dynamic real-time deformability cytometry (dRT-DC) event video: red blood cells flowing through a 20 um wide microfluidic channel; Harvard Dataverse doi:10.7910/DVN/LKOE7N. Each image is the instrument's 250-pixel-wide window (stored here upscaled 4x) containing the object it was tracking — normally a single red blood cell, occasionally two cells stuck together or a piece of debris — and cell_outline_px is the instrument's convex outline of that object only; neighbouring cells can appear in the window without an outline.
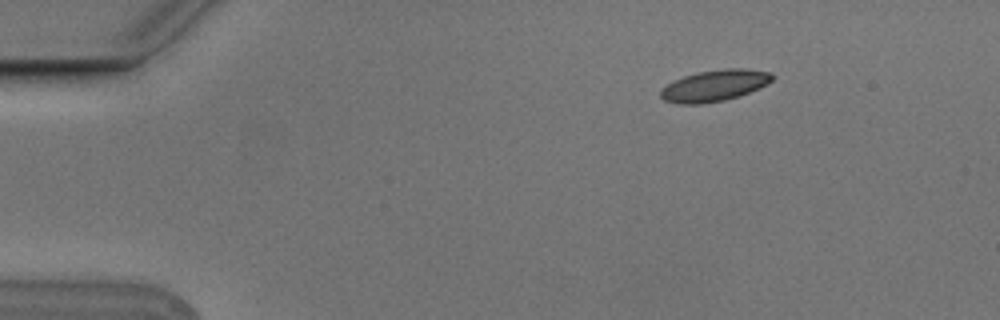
{"species": "Egyptian fruit bat (a non-hibernating species)", "species_latin": "Rousettus aegyptiacus", "temperature_condition": "cold", "stored_images_in_passage": 5, "camera_frame_rate_fps": 3000, "um_per_image_px": 0.085, "animal": {"sex": "male"}, "frame": {"image": 1, "passage_image": 2, "time_ms": 0.333, "image_size_px": [1000, 320], "cell_outline_px": [[776, 76], [768, 84], [760, 88], [740, 96], [724, 100], [700, 104], [680, 104], [664, 100], [660, 96], [660, 88], [672, 80], [696, 72], [728, 68], [744, 68], [772, 72]], "centroid_in_image_um": [60.75, 7.27], "position_along_channel_um": 24.3, "area_um2": 20.75}}
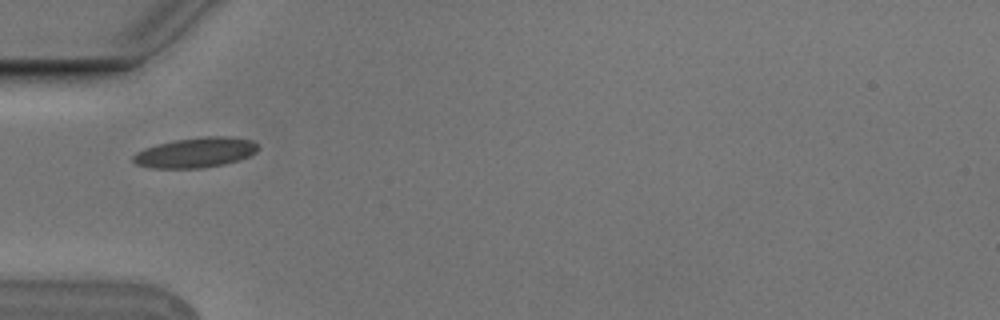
{"frame": {"image": 2, "passage_image": 5, "time_ms": 1.333, "image_size_px": [1000, 320], "cell_outline_px": [[260, 148], [256, 152], [248, 156], [224, 164], [200, 168], [152, 168], [136, 164], [132, 160], [132, 156], [136, 152], [144, 148], [156, 144], [172, 140], [204, 136], [228, 136], [252, 140]], "centroid_in_image_um": [16.59, 12.95], "position_along_channel_um": 68.4, "area_um2": 21.96}}